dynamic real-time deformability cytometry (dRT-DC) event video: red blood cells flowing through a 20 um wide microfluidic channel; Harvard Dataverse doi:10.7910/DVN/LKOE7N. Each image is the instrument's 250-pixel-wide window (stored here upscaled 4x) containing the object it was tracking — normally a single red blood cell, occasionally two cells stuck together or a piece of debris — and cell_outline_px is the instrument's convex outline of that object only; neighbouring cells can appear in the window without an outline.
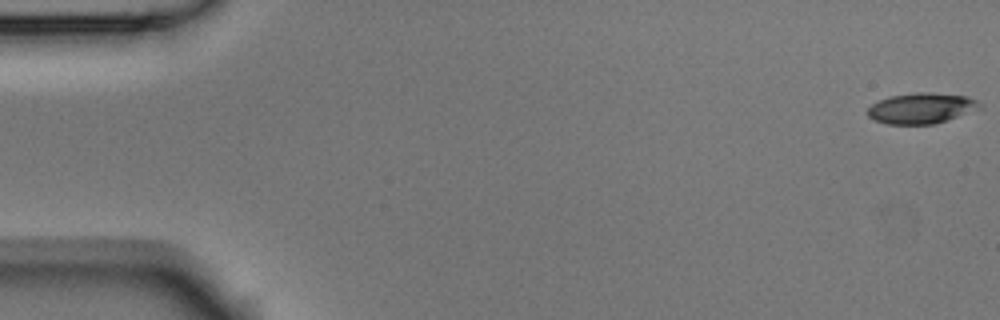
{"species": "Egyptian fruit bat (a non-hibernating species)", "species_latin": "Rousettus aegyptiacus", "temperature_condition": "room temperature", "stored_images_in_passage": 4, "camera_frame_rate_fps": 3000, "um_per_image_px": 0.085, "animal": {"sex": "male"}, "frame": {"image": 1, "passage_image": 1, "time_ms": 0.0, "image_size_px": [1000, 320], "cell_outline_px": [[980, 108], [932, 124], [888, 124], [876, 120], [868, 116], [868, 108], [872, 104], [880, 100], [892, 96], [916, 92], [924, 92], [968, 96], [976, 100], [980, 104]], "centroid_in_image_um": [78.29, 9.19], "position_along_channel_um": 6.7, "area_um2": 19.48}}
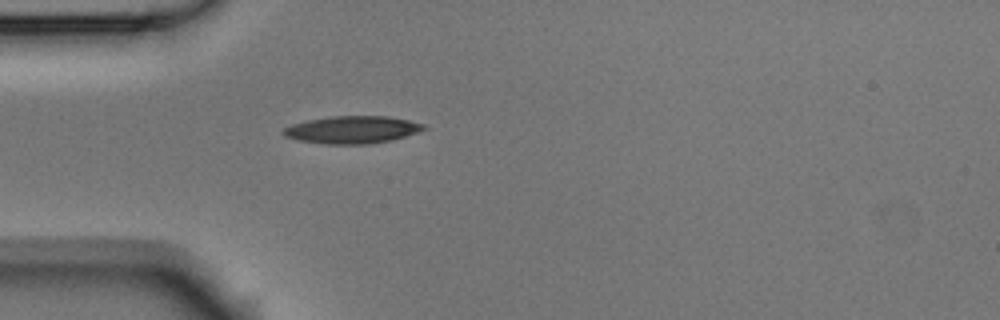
{"frame": {"image": 2, "passage_image": 4, "time_ms": 1.0, "image_size_px": [1000, 320], "cell_outline_px": [[428, 128], [392, 140], [368, 144], [324, 144], [296, 140], [284, 136], [280, 132], [284, 128], [292, 124], [308, 120], [332, 116], [388, 116], [408, 120], [424, 124]], "centroid_in_image_um": [29.9, 11.03], "position_along_channel_um": 55.1, "area_um2": 22.48}}